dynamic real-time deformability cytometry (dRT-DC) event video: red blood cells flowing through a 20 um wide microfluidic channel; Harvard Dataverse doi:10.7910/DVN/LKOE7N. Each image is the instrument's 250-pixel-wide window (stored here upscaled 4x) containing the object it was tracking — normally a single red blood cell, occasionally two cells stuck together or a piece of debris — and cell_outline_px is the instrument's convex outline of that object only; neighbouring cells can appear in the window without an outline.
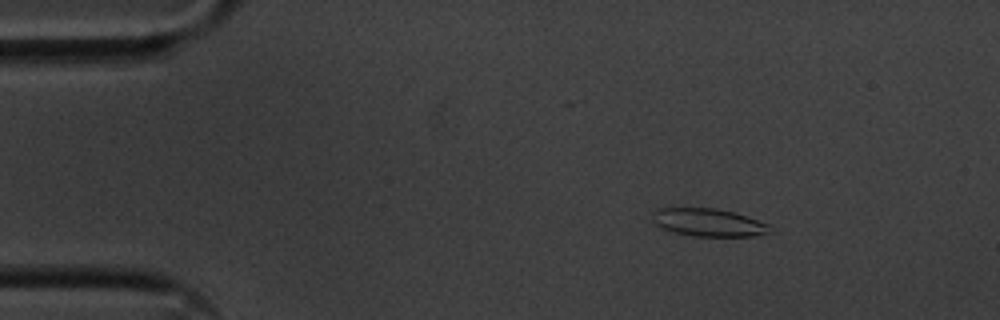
{"species": "common noctule bat (a hibernating species)", "species_latin": "Nyctalus noctula", "temperature_condition": "cold", "stored_images_in_passage": 5, "camera_frame_rate_fps": 3000, "um_per_image_px": 0.085, "animal": {"sex": "male", "body_mass_g": 20.1, "forearm_length_mm": 53.5}, "frame": {"image": 1, "passage_image": 3, "time_ms": 0.667, "image_size_px": [1000, 320], "cell_outline_px": [[768, 232], [756, 236], [696, 236], [676, 232], [660, 228], [652, 220], [652, 212], [656, 208], [716, 208], [736, 212], [768, 224]], "centroid_in_image_um": [60.17, 18.89], "position_along_channel_um": 24.8, "area_um2": 18.96}}